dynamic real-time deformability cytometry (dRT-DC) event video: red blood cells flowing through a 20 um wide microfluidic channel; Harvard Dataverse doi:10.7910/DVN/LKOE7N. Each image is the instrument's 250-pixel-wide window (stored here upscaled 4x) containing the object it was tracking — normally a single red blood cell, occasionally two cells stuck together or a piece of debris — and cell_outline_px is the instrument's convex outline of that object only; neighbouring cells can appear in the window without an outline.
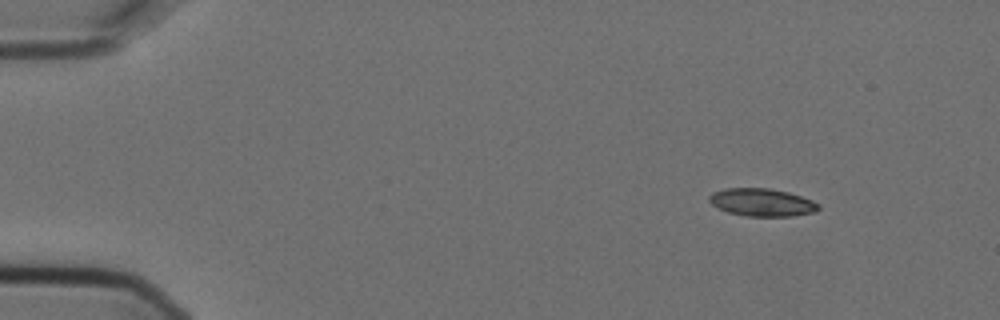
{"species": "Egyptian fruit bat (a non-hibernating species)", "species_latin": "Rousettus aegyptiacus", "temperature_condition": "cold", "stored_images_in_passage": 5, "camera_frame_rate_fps": 3000, "um_per_image_px": 0.085, "animal": {"sex": "female"}, "frame": {"image": 1, "passage_image": 1, "time_ms": 0.0, "image_size_px": [1000, 320], "cell_outline_px": [[820, 208], [816, 212], [792, 216], [748, 216], [728, 212], [712, 204], [708, 200], [708, 196], [712, 192], [724, 188], [768, 188], [788, 192], [812, 200], [820, 204]], "centroid_in_image_um": [64.77, 17.19], "position_along_channel_um": 20.2, "area_um2": 17.69}}
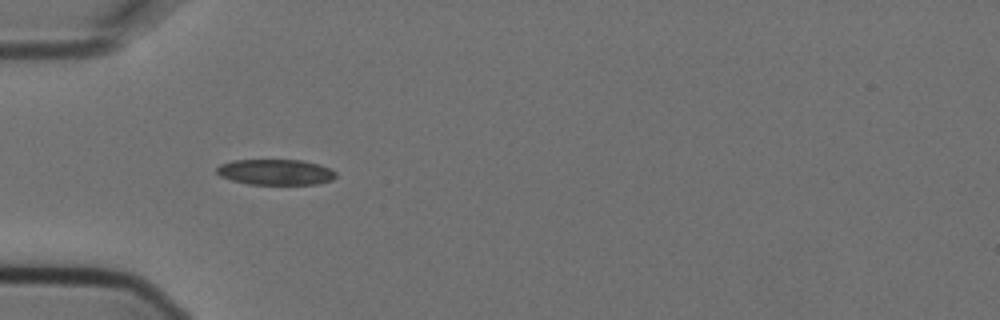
{"frame": {"image": 2, "passage_image": 4, "time_ms": 1.0, "image_size_px": [1000, 320], "cell_outline_px": [[336, 176], [332, 180], [316, 184], [248, 184], [232, 180], [220, 176], [216, 172], [216, 168], [220, 164], [232, 160], [300, 160], [320, 164], [336, 172]], "centroid_in_image_um": [23.41, 14.62], "position_along_channel_um": 61.6, "area_um2": 17.8}}
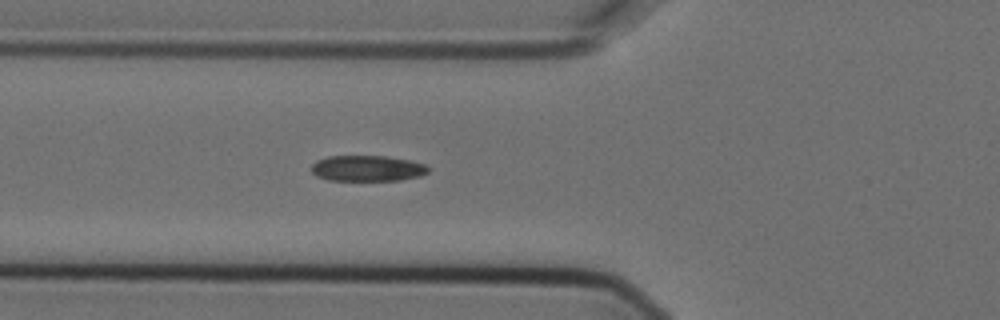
{"frame": {"image": 3, "passage_image": 5, "time_ms": 1.333, "image_size_px": [1000, 320], "cell_outline_px": [[428, 172], [420, 176], [400, 180], [328, 180], [316, 176], [312, 172], [312, 164], [316, 160], [328, 156], [388, 156], [408, 160], [424, 164], [428, 168]], "centroid_in_image_um": [31.2, 14.3], "position_along_channel_um": 94.6, "area_um2": 17.51}}